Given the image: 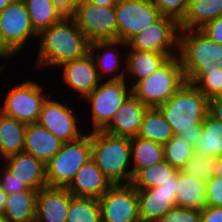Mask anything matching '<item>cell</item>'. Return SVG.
Segmentation results:
<instances>
[{
    "instance_id": "6da1fadb",
    "label": "cell",
    "mask_w": 222,
    "mask_h": 222,
    "mask_svg": "<svg viewBox=\"0 0 222 222\" xmlns=\"http://www.w3.org/2000/svg\"><path fill=\"white\" fill-rule=\"evenodd\" d=\"M36 41L39 45L34 68L38 70L57 68L67 61L83 57L89 53L90 48V42L73 17H63L44 29L38 34Z\"/></svg>"
},
{
    "instance_id": "7a4b0ae2",
    "label": "cell",
    "mask_w": 222,
    "mask_h": 222,
    "mask_svg": "<svg viewBox=\"0 0 222 222\" xmlns=\"http://www.w3.org/2000/svg\"><path fill=\"white\" fill-rule=\"evenodd\" d=\"M178 55L184 77L192 85L209 73L222 70V44L209 39L199 29H180Z\"/></svg>"
},
{
    "instance_id": "3957f363",
    "label": "cell",
    "mask_w": 222,
    "mask_h": 222,
    "mask_svg": "<svg viewBox=\"0 0 222 222\" xmlns=\"http://www.w3.org/2000/svg\"><path fill=\"white\" fill-rule=\"evenodd\" d=\"M91 146V158L113 185L131 183V138L91 131Z\"/></svg>"
},
{
    "instance_id": "277c9868",
    "label": "cell",
    "mask_w": 222,
    "mask_h": 222,
    "mask_svg": "<svg viewBox=\"0 0 222 222\" xmlns=\"http://www.w3.org/2000/svg\"><path fill=\"white\" fill-rule=\"evenodd\" d=\"M157 109L177 135L183 130H202V123L209 111V100L195 85L186 81Z\"/></svg>"
},
{
    "instance_id": "5b68a950",
    "label": "cell",
    "mask_w": 222,
    "mask_h": 222,
    "mask_svg": "<svg viewBox=\"0 0 222 222\" xmlns=\"http://www.w3.org/2000/svg\"><path fill=\"white\" fill-rule=\"evenodd\" d=\"M186 82L179 55L171 57L154 73L137 82L132 94L148 108H157L168 101Z\"/></svg>"
},
{
    "instance_id": "8992f818",
    "label": "cell",
    "mask_w": 222,
    "mask_h": 222,
    "mask_svg": "<svg viewBox=\"0 0 222 222\" xmlns=\"http://www.w3.org/2000/svg\"><path fill=\"white\" fill-rule=\"evenodd\" d=\"M91 156V131L78 140L63 143L61 149L46 163L48 186L67 188Z\"/></svg>"
},
{
    "instance_id": "52a82bcc",
    "label": "cell",
    "mask_w": 222,
    "mask_h": 222,
    "mask_svg": "<svg viewBox=\"0 0 222 222\" xmlns=\"http://www.w3.org/2000/svg\"><path fill=\"white\" fill-rule=\"evenodd\" d=\"M125 79L101 81L83 101L90 106L92 130H103L111 121L117 109L132 94V86ZM90 104V105H89Z\"/></svg>"
},
{
    "instance_id": "ba28073f",
    "label": "cell",
    "mask_w": 222,
    "mask_h": 222,
    "mask_svg": "<svg viewBox=\"0 0 222 222\" xmlns=\"http://www.w3.org/2000/svg\"><path fill=\"white\" fill-rule=\"evenodd\" d=\"M1 100L0 112L26 124L36 123L44 101L51 94L44 92L43 86L33 80H25L8 90Z\"/></svg>"
},
{
    "instance_id": "9c48e42d",
    "label": "cell",
    "mask_w": 222,
    "mask_h": 222,
    "mask_svg": "<svg viewBox=\"0 0 222 222\" xmlns=\"http://www.w3.org/2000/svg\"><path fill=\"white\" fill-rule=\"evenodd\" d=\"M72 17L90 43L118 40L115 6H98L81 1Z\"/></svg>"
},
{
    "instance_id": "30bf717a",
    "label": "cell",
    "mask_w": 222,
    "mask_h": 222,
    "mask_svg": "<svg viewBox=\"0 0 222 222\" xmlns=\"http://www.w3.org/2000/svg\"><path fill=\"white\" fill-rule=\"evenodd\" d=\"M179 32V23L172 17L162 15L148 28L133 36L127 42L126 49L178 54Z\"/></svg>"
},
{
    "instance_id": "8fae6325",
    "label": "cell",
    "mask_w": 222,
    "mask_h": 222,
    "mask_svg": "<svg viewBox=\"0 0 222 222\" xmlns=\"http://www.w3.org/2000/svg\"><path fill=\"white\" fill-rule=\"evenodd\" d=\"M77 114L67 101L58 102L50 94L42 105L38 123L63 143L72 142L86 134L83 127L80 129Z\"/></svg>"
},
{
    "instance_id": "7c38bea8",
    "label": "cell",
    "mask_w": 222,
    "mask_h": 222,
    "mask_svg": "<svg viewBox=\"0 0 222 222\" xmlns=\"http://www.w3.org/2000/svg\"><path fill=\"white\" fill-rule=\"evenodd\" d=\"M115 11L118 40L124 43L162 16L152 0H120Z\"/></svg>"
},
{
    "instance_id": "4fadbf2b",
    "label": "cell",
    "mask_w": 222,
    "mask_h": 222,
    "mask_svg": "<svg viewBox=\"0 0 222 222\" xmlns=\"http://www.w3.org/2000/svg\"><path fill=\"white\" fill-rule=\"evenodd\" d=\"M98 201L102 222H141L137 190L131 184L112 185Z\"/></svg>"
},
{
    "instance_id": "5bb4252c",
    "label": "cell",
    "mask_w": 222,
    "mask_h": 222,
    "mask_svg": "<svg viewBox=\"0 0 222 222\" xmlns=\"http://www.w3.org/2000/svg\"><path fill=\"white\" fill-rule=\"evenodd\" d=\"M0 26L6 42L18 54L31 38H38L24 0H13L0 12Z\"/></svg>"
},
{
    "instance_id": "9a60e30c",
    "label": "cell",
    "mask_w": 222,
    "mask_h": 222,
    "mask_svg": "<svg viewBox=\"0 0 222 222\" xmlns=\"http://www.w3.org/2000/svg\"><path fill=\"white\" fill-rule=\"evenodd\" d=\"M120 47L125 51L127 43L120 40L90 43L89 52L94 59L101 81L123 80L125 78L126 65L123 64H126V53L124 54Z\"/></svg>"
},
{
    "instance_id": "2e32d148",
    "label": "cell",
    "mask_w": 222,
    "mask_h": 222,
    "mask_svg": "<svg viewBox=\"0 0 222 222\" xmlns=\"http://www.w3.org/2000/svg\"><path fill=\"white\" fill-rule=\"evenodd\" d=\"M61 69L62 81L71 91L79 93L80 98L84 99L101 82L92 55L87 53L85 56L67 61L57 67Z\"/></svg>"
},
{
    "instance_id": "e0dca14e",
    "label": "cell",
    "mask_w": 222,
    "mask_h": 222,
    "mask_svg": "<svg viewBox=\"0 0 222 222\" xmlns=\"http://www.w3.org/2000/svg\"><path fill=\"white\" fill-rule=\"evenodd\" d=\"M2 160L0 163L3 164L16 179L24 182L30 189L39 191L48 186L46 164L33 155L22 151L9 155Z\"/></svg>"
},
{
    "instance_id": "ac0fdd59",
    "label": "cell",
    "mask_w": 222,
    "mask_h": 222,
    "mask_svg": "<svg viewBox=\"0 0 222 222\" xmlns=\"http://www.w3.org/2000/svg\"><path fill=\"white\" fill-rule=\"evenodd\" d=\"M147 109L148 107L145 104L131 94L117 109L103 131L115 136L136 137Z\"/></svg>"
},
{
    "instance_id": "d6986e66",
    "label": "cell",
    "mask_w": 222,
    "mask_h": 222,
    "mask_svg": "<svg viewBox=\"0 0 222 222\" xmlns=\"http://www.w3.org/2000/svg\"><path fill=\"white\" fill-rule=\"evenodd\" d=\"M72 196L67 188L47 186L40 189L35 219L39 222H66Z\"/></svg>"
},
{
    "instance_id": "ffe728a7",
    "label": "cell",
    "mask_w": 222,
    "mask_h": 222,
    "mask_svg": "<svg viewBox=\"0 0 222 222\" xmlns=\"http://www.w3.org/2000/svg\"><path fill=\"white\" fill-rule=\"evenodd\" d=\"M112 185L91 158L80 167L67 189L73 196L100 199Z\"/></svg>"
},
{
    "instance_id": "44dd1931",
    "label": "cell",
    "mask_w": 222,
    "mask_h": 222,
    "mask_svg": "<svg viewBox=\"0 0 222 222\" xmlns=\"http://www.w3.org/2000/svg\"><path fill=\"white\" fill-rule=\"evenodd\" d=\"M126 73L124 78L130 86H134L140 80L147 78L149 75L163 66L171 57L178 54H162L150 51H141L126 49ZM127 74V75H126ZM129 78V79H128ZM129 80V81H128ZM133 83V84H132Z\"/></svg>"
},
{
    "instance_id": "7402d4cb",
    "label": "cell",
    "mask_w": 222,
    "mask_h": 222,
    "mask_svg": "<svg viewBox=\"0 0 222 222\" xmlns=\"http://www.w3.org/2000/svg\"><path fill=\"white\" fill-rule=\"evenodd\" d=\"M141 222H158L176 206V191L159 190V187L137 190Z\"/></svg>"
},
{
    "instance_id": "603a6c76",
    "label": "cell",
    "mask_w": 222,
    "mask_h": 222,
    "mask_svg": "<svg viewBox=\"0 0 222 222\" xmlns=\"http://www.w3.org/2000/svg\"><path fill=\"white\" fill-rule=\"evenodd\" d=\"M63 142L38 122L27 124L25 132V152L45 164L61 149Z\"/></svg>"
},
{
    "instance_id": "cb8c5ba5",
    "label": "cell",
    "mask_w": 222,
    "mask_h": 222,
    "mask_svg": "<svg viewBox=\"0 0 222 222\" xmlns=\"http://www.w3.org/2000/svg\"><path fill=\"white\" fill-rule=\"evenodd\" d=\"M176 206L203 210L207 206L205 182L179 170Z\"/></svg>"
},
{
    "instance_id": "d4e9b609",
    "label": "cell",
    "mask_w": 222,
    "mask_h": 222,
    "mask_svg": "<svg viewBox=\"0 0 222 222\" xmlns=\"http://www.w3.org/2000/svg\"><path fill=\"white\" fill-rule=\"evenodd\" d=\"M38 191L25 190L8 194L4 212L6 222H30L36 217Z\"/></svg>"
},
{
    "instance_id": "484cf974",
    "label": "cell",
    "mask_w": 222,
    "mask_h": 222,
    "mask_svg": "<svg viewBox=\"0 0 222 222\" xmlns=\"http://www.w3.org/2000/svg\"><path fill=\"white\" fill-rule=\"evenodd\" d=\"M26 128V123L0 112V160L24 150Z\"/></svg>"
},
{
    "instance_id": "4316f807",
    "label": "cell",
    "mask_w": 222,
    "mask_h": 222,
    "mask_svg": "<svg viewBox=\"0 0 222 222\" xmlns=\"http://www.w3.org/2000/svg\"><path fill=\"white\" fill-rule=\"evenodd\" d=\"M163 160H165L163 144L139 136L131 138L132 178L140 170Z\"/></svg>"
},
{
    "instance_id": "83f0119b",
    "label": "cell",
    "mask_w": 222,
    "mask_h": 222,
    "mask_svg": "<svg viewBox=\"0 0 222 222\" xmlns=\"http://www.w3.org/2000/svg\"><path fill=\"white\" fill-rule=\"evenodd\" d=\"M222 15V0H191L180 29H200Z\"/></svg>"
},
{
    "instance_id": "f1b7e54d",
    "label": "cell",
    "mask_w": 222,
    "mask_h": 222,
    "mask_svg": "<svg viewBox=\"0 0 222 222\" xmlns=\"http://www.w3.org/2000/svg\"><path fill=\"white\" fill-rule=\"evenodd\" d=\"M194 149L204 157L222 156V123L209 113L202 123V133Z\"/></svg>"
},
{
    "instance_id": "f546056e",
    "label": "cell",
    "mask_w": 222,
    "mask_h": 222,
    "mask_svg": "<svg viewBox=\"0 0 222 222\" xmlns=\"http://www.w3.org/2000/svg\"><path fill=\"white\" fill-rule=\"evenodd\" d=\"M139 137L165 144L174 133L170 124L157 108H148L141 124Z\"/></svg>"
},
{
    "instance_id": "4dcf8cb0",
    "label": "cell",
    "mask_w": 222,
    "mask_h": 222,
    "mask_svg": "<svg viewBox=\"0 0 222 222\" xmlns=\"http://www.w3.org/2000/svg\"><path fill=\"white\" fill-rule=\"evenodd\" d=\"M24 2L32 27L37 34L59 22L64 17L52 0H24Z\"/></svg>"
},
{
    "instance_id": "1f68e13d",
    "label": "cell",
    "mask_w": 222,
    "mask_h": 222,
    "mask_svg": "<svg viewBox=\"0 0 222 222\" xmlns=\"http://www.w3.org/2000/svg\"><path fill=\"white\" fill-rule=\"evenodd\" d=\"M178 170L170 163L163 160L148 168L140 170L131 181V185L136 190H146L161 186L171 180V176Z\"/></svg>"
},
{
    "instance_id": "d6a6232c",
    "label": "cell",
    "mask_w": 222,
    "mask_h": 222,
    "mask_svg": "<svg viewBox=\"0 0 222 222\" xmlns=\"http://www.w3.org/2000/svg\"><path fill=\"white\" fill-rule=\"evenodd\" d=\"M66 222H102L98 199L72 196Z\"/></svg>"
},
{
    "instance_id": "836d02e7",
    "label": "cell",
    "mask_w": 222,
    "mask_h": 222,
    "mask_svg": "<svg viewBox=\"0 0 222 222\" xmlns=\"http://www.w3.org/2000/svg\"><path fill=\"white\" fill-rule=\"evenodd\" d=\"M163 148L165 161L177 170H182L195 153L194 146L177 135L172 136Z\"/></svg>"
},
{
    "instance_id": "e575fe53",
    "label": "cell",
    "mask_w": 222,
    "mask_h": 222,
    "mask_svg": "<svg viewBox=\"0 0 222 222\" xmlns=\"http://www.w3.org/2000/svg\"><path fill=\"white\" fill-rule=\"evenodd\" d=\"M217 167V157H204L201 154L194 153L190 161L182 169L187 174H192L197 179L206 182L214 175Z\"/></svg>"
},
{
    "instance_id": "d590c367",
    "label": "cell",
    "mask_w": 222,
    "mask_h": 222,
    "mask_svg": "<svg viewBox=\"0 0 222 222\" xmlns=\"http://www.w3.org/2000/svg\"><path fill=\"white\" fill-rule=\"evenodd\" d=\"M163 16L172 17L178 23L184 18L191 0H152Z\"/></svg>"
},
{
    "instance_id": "8d00e7d4",
    "label": "cell",
    "mask_w": 222,
    "mask_h": 222,
    "mask_svg": "<svg viewBox=\"0 0 222 222\" xmlns=\"http://www.w3.org/2000/svg\"><path fill=\"white\" fill-rule=\"evenodd\" d=\"M208 100L219 98L222 95V70L209 73L195 85Z\"/></svg>"
},
{
    "instance_id": "74e56055",
    "label": "cell",
    "mask_w": 222,
    "mask_h": 222,
    "mask_svg": "<svg viewBox=\"0 0 222 222\" xmlns=\"http://www.w3.org/2000/svg\"><path fill=\"white\" fill-rule=\"evenodd\" d=\"M158 222H201V210L175 206Z\"/></svg>"
},
{
    "instance_id": "f35d334b",
    "label": "cell",
    "mask_w": 222,
    "mask_h": 222,
    "mask_svg": "<svg viewBox=\"0 0 222 222\" xmlns=\"http://www.w3.org/2000/svg\"><path fill=\"white\" fill-rule=\"evenodd\" d=\"M2 169L0 167V187L7 193H15L25 190H34L30 189L24 182L19 181L15 178L11 172L5 168L2 164Z\"/></svg>"
},
{
    "instance_id": "ab89813d",
    "label": "cell",
    "mask_w": 222,
    "mask_h": 222,
    "mask_svg": "<svg viewBox=\"0 0 222 222\" xmlns=\"http://www.w3.org/2000/svg\"><path fill=\"white\" fill-rule=\"evenodd\" d=\"M207 205L222 207V179L210 177L205 182Z\"/></svg>"
},
{
    "instance_id": "60d3db41",
    "label": "cell",
    "mask_w": 222,
    "mask_h": 222,
    "mask_svg": "<svg viewBox=\"0 0 222 222\" xmlns=\"http://www.w3.org/2000/svg\"><path fill=\"white\" fill-rule=\"evenodd\" d=\"M209 39L222 44V15L199 29Z\"/></svg>"
},
{
    "instance_id": "b9f144b4",
    "label": "cell",
    "mask_w": 222,
    "mask_h": 222,
    "mask_svg": "<svg viewBox=\"0 0 222 222\" xmlns=\"http://www.w3.org/2000/svg\"><path fill=\"white\" fill-rule=\"evenodd\" d=\"M64 17H72L81 0H52Z\"/></svg>"
},
{
    "instance_id": "7bdbcfd3",
    "label": "cell",
    "mask_w": 222,
    "mask_h": 222,
    "mask_svg": "<svg viewBox=\"0 0 222 222\" xmlns=\"http://www.w3.org/2000/svg\"><path fill=\"white\" fill-rule=\"evenodd\" d=\"M201 222H222V207L207 205L201 210Z\"/></svg>"
},
{
    "instance_id": "ee69618b",
    "label": "cell",
    "mask_w": 222,
    "mask_h": 222,
    "mask_svg": "<svg viewBox=\"0 0 222 222\" xmlns=\"http://www.w3.org/2000/svg\"><path fill=\"white\" fill-rule=\"evenodd\" d=\"M18 53L6 42L1 26H0V60H9L14 56H17Z\"/></svg>"
},
{
    "instance_id": "f6af8a7d",
    "label": "cell",
    "mask_w": 222,
    "mask_h": 222,
    "mask_svg": "<svg viewBox=\"0 0 222 222\" xmlns=\"http://www.w3.org/2000/svg\"><path fill=\"white\" fill-rule=\"evenodd\" d=\"M208 113L222 123V100L219 98L210 99Z\"/></svg>"
},
{
    "instance_id": "bcb514c9",
    "label": "cell",
    "mask_w": 222,
    "mask_h": 222,
    "mask_svg": "<svg viewBox=\"0 0 222 222\" xmlns=\"http://www.w3.org/2000/svg\"><path fill=\"white\" fill-rule=\"evenodd\" d=\"M201 133H202V130H188V131L183 130V131H180V133L177 134V136L185 140L190 145L195 146Z\"/></svg>"
},
{
    "instance_id": "7dc6e473",
    "label": "cell",
    "mask_w": 222,
    "mask_h": 222,
    "mask_svg": "<svg viewBox=\"0 0 222 222\" xmlns=\"http://www.w3.org/2000/svg\"><path fill=\"white\" fill-rule=\"evenodd\" d=\"M179 170L171 176V180L159 186V190L176 191L178 193Z\"/></svg>"
},
{
    "instance_id": "c3c4849f",
    "label": "cell",
    "mask_w": 222,
    "mask_h": 222,
    "mask_svg": "<svg viewBox=\"0 0 222 222\" xmlns=\"http://www.w3.org/2000/svg\"><path fill=\"white\" fill-rule=\"evenodd\" d=\"M81 1H87L92 4H96L98 6H115L120 0H81Z\"/></svg>"
},
{
    "instance_id": "681fc988",
    "label": "cell",
    "mask_w": 222,
    "mask_h": 222,
    "mask_svg": "<svg viewBox=\"0 0 222 222\" xmlns=\"http://www.w3.org/2000/svg\"><path fill=\"white\" fill-rule=\"evenodd\" d=\"M8 194L0 187V213L4 212Z\"/></svg>"
},
{
    "instance_id": "f907efd6",
    "label": "cell",
    "mask_w": 222,
    "mask_h": 222,
    "mask_svg": "<svg viewBox=\"0 0 222 222\" xmlns=\"http://www.w3.org/2000/svg\"><path fill=\"white\" fill-rule=\"evenodd\" d=\"M213 176L222 179V156L217 157V167Z\"/></svg>"
},
{
    "instance_id": "816d5d0a",
    "label": "cell",
    "mask_w": 222,
    "mask_h": 222,
    "mask_svg": "<svg viewBox=\"0 0 222 222\" xmlns=\"http://www.w3.org/2000/svg\"><path fill=\"white\" fill-rule=\"evenodd\" d=\"M13 0H0V12L8 6Z\"/></svg>"
},
{
    "instance_id": "f5cc1de1",
    "label": "cell",
    "mask_w": 222,
    "mask_h": 222,
    "mask_svg": "<svg viewBox=\"0 0 222 222\" xmlns=\"http://www.w3.org/2000/svg\"><path fill=\"white\" fill-rule=\"evenodd\" d=\"M2 65H0V74L3 73V71L5 70V62L1 63Z\"/></svg>"
},
{
    "instance_id": "db71d44e",
    "label": "cell",
    "mask_w": 222,
    "mask_h": 222,
    "mask_svg": "<svg viewBox=\"0 0 222 222\" xmlns=\"http://www.w3.org/2000/svg\"><path fill=\"white\" fill-rule=\"evenodd\" d=\"M0 222H6L5 218L3 217V215L0 213Z\"/></svg>"
}]
</instances>
